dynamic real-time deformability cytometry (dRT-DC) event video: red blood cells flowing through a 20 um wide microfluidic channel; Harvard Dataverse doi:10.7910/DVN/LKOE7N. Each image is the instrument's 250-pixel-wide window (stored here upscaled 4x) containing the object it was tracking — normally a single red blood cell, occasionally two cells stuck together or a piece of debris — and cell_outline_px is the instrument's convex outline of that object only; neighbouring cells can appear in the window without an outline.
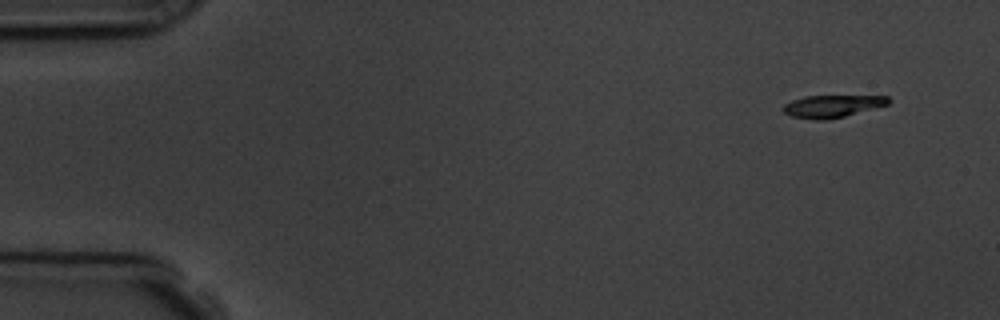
{"species": "common noctule bat (a hibernating species)", "species_latin": "Nyctalus noctula", "temperature_condition": "room temperature", "stored_images_in_passage": 4, "camera_frame_rate_fps": 3000, "um_per_image_px": 0.085, "animal": {"sex": "male", "body_mass_g": 19.5, "forearm_length_mm": 54.6}, "frame": {"image": 1, "passage_image": 1, "time_ms": 0.0, "image_size_px": [1000, 320], "cell_outline_px": [[892, 100], [888, 104], [844, 116], [828, 120], [816, 120], [792, 116], [784, 112], [780, 108], [784, 104], [792, 100], [804, 96], [888, 96]], "centroid_in_image_um": [70.71, 9.02], "position_along_channel_um": 14.3, "area_um2": 13.64}}
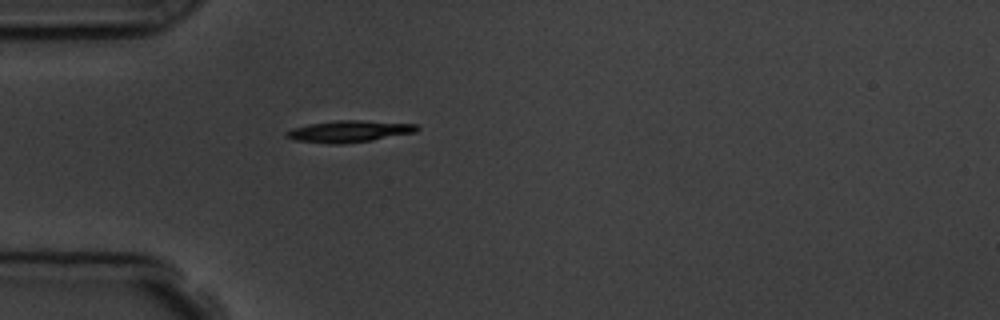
{"frame": {"image": 2, "passage_image": 4, "time_ms": 4.0, "image_size_px": [1000, 320], "cell_outline_px": [[420, 128], [416, 132], [372, 140], [344, 144], [328, 144], [296, 140], [284, 136], [284, 132], [292, 128], [308, 124], [336, 120], [356, 120], [416, 124]], "centroid_in_image_um": [29.64, 11.17], "position_along_channel_um": 55.4, "area_um2": 16.53}}